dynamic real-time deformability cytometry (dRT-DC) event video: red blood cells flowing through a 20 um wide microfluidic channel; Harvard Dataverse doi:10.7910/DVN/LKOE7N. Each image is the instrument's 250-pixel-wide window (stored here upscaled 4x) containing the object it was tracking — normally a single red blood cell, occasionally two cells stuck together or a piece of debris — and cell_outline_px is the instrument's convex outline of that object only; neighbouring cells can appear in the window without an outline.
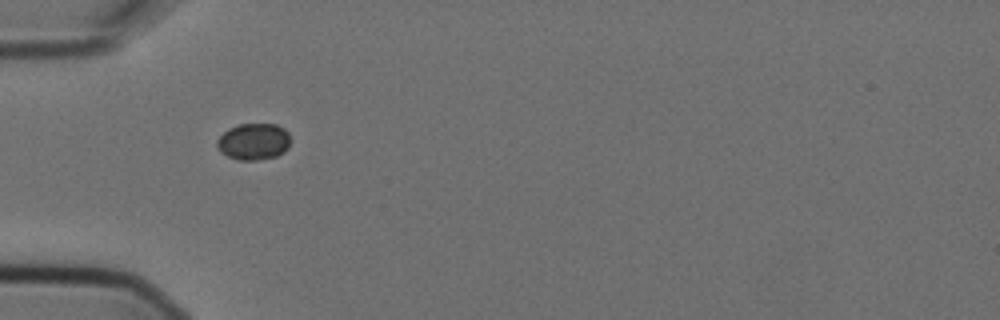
{"species": "Egyptian fruit bat (a non-hibernating species)", "species_latin": "Rousettus aegyptiacus", "temperature_condition": "cold", "stored_images_in_passage": 11, "camera_frame_rate_fps": 3000, "um_per_image_px": 0.085, "animal": {"sex": "female"}, "frame": {"image": 1, "passage_image": 1, "time_ms": 0.0, "image_size_px": [1000, 320], "cell_outline_px": [[288, 148], [284, 152], [276, 156], [256, 160], [240, 160], [228, 156], [220, 152], [216, 148], [216, 140], [228, 128], [240, 124], [276, 124], [284, 128], [288, 132]], "centroid_in_image_um": [21.53, 12.03], "position_along_channel_um": 63.5, "area_um2": 15.66}}
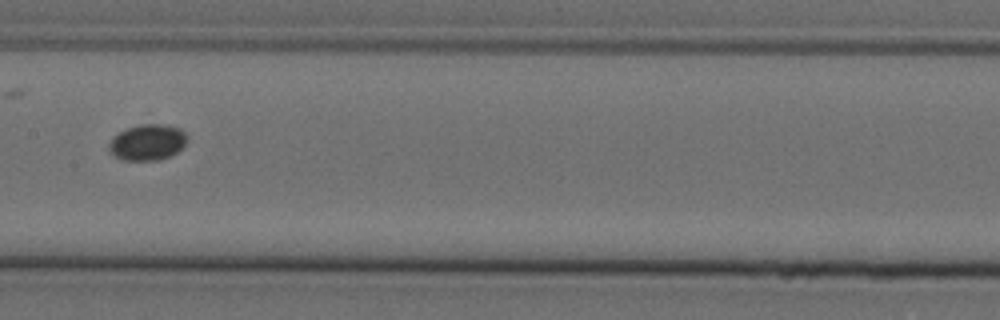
{"frame": {"image": 2, "passage_image": 4, "time_ms": 1.0, "image_size_px": [1000, 320], "cell_outline_px": [[188, 140], [176, 152], [160, 160], [124, 160], [116, 156], [108, 148], [108, 144], [112, 136], [128, 128], [140, 124], [164, 124], [180, 128], [188, 136]], "centroid_in_image_um": [12.54, 12.08], "position_along_channel_um": 194.9, "area_um2": 16.3}}
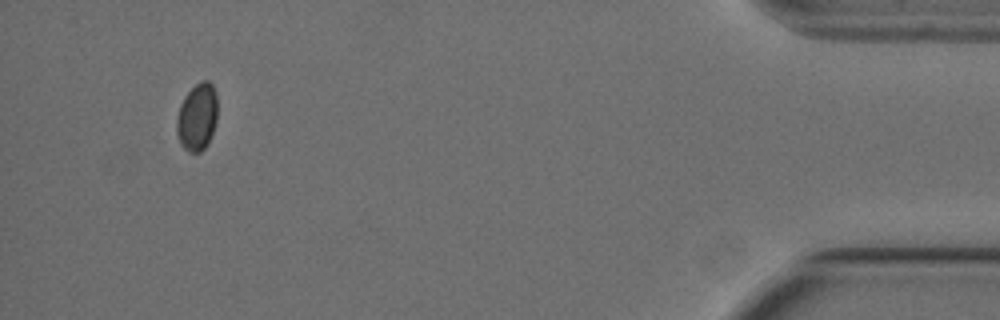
{"frame": {"image": 3, "passage_image": 10, "time_ms": 3.0, "image_size_px": [1000, 320], "cell_outline_px": [[216, 120], [208, 144], [200, 152], [188, 152], [180, 144], [176, 132], [176, 120], [180, 104], [184, 96], [196, 84], [204, 80], [208, 80], [212, 84], [216, 92]], "centroid_in_image_um": [16.74, 9.95], "position_along_channel_um": 418.5, "area_um2": 16.01}}